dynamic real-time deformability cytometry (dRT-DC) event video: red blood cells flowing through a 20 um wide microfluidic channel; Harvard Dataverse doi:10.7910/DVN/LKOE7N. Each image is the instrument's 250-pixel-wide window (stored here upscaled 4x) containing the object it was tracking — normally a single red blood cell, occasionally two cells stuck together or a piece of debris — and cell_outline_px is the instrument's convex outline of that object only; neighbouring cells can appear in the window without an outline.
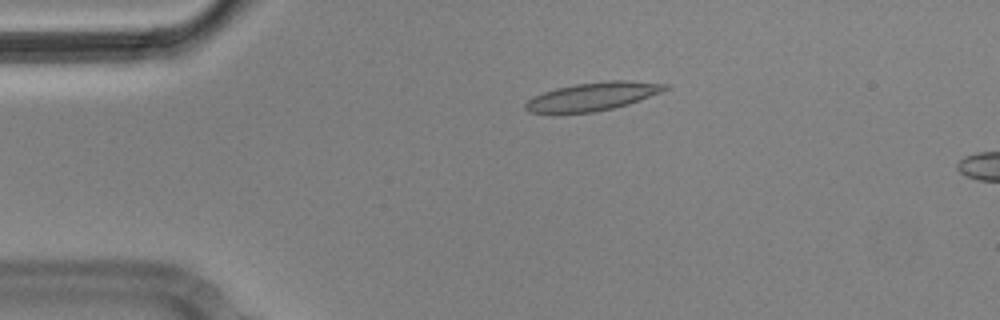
{"species": "Egyptian fruit bat (a non-hibernating species)", "species_latin": "Rousettus aegyptiacus", "temperature_condition": "cold", "stored_images_in_passage": 4, "camera_frame_rate_fps": 3000, "um_per_image_px": 0.085, "animal": {"sex": "male"}, "frame": {"image": 1, "passage_image": 3, "time_ms": 0.667, "image_size_px": [1000, 320], "cell_outline_px": [[672, 88], [628, 104], [612, 108], [592, 112], [528, 112], [524, 108], [524, 104], [532, 96], [556, 88], [576, 84], [608, 80], [624, 80], [668, 84]], "centroid_in_image_um": [50.4, 8.18], "position_along_channel_um": 34.6, "area_um2": 22.72}}